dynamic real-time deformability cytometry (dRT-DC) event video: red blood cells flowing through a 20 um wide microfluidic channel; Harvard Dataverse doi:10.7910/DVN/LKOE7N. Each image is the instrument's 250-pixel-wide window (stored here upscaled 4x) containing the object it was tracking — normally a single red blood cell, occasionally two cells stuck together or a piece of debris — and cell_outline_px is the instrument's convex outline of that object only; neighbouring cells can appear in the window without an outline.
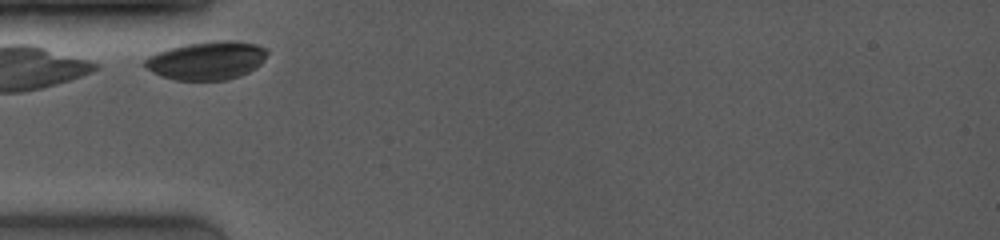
{"species": "common noctule bat (a hibernating species)", "species_latin": "Nyctalus noctula", "temperature_condition": "room temperature", "stored_images_in_passage": 3, "camera_frame_rate_fps": 4000, "um_per_image_px": 0.085, "animal": {"sex": "female", "body_mass_g": 19.0, "forearm_length_mm": 53.3}, "frame": {"image": 1, "passage_image": 1, "time_ms": 0.0, "image_size_px": [1000, 240], "cell_outline_px": [[268, 52], [264, 60], [256, 68], [240, 76], [228, 80], [176, 80], [160, 76], [152, 72], [144, 64], [144, 60], [148, 56], [156, 52], [168, 48], [184, 44], [220, 40], [232, 40], [256, 44], [268, 48]], "centroid_in_image_um": [17.59, 5.14], "position_along_channel_um": 67.4, "area_um2": 27.57}}